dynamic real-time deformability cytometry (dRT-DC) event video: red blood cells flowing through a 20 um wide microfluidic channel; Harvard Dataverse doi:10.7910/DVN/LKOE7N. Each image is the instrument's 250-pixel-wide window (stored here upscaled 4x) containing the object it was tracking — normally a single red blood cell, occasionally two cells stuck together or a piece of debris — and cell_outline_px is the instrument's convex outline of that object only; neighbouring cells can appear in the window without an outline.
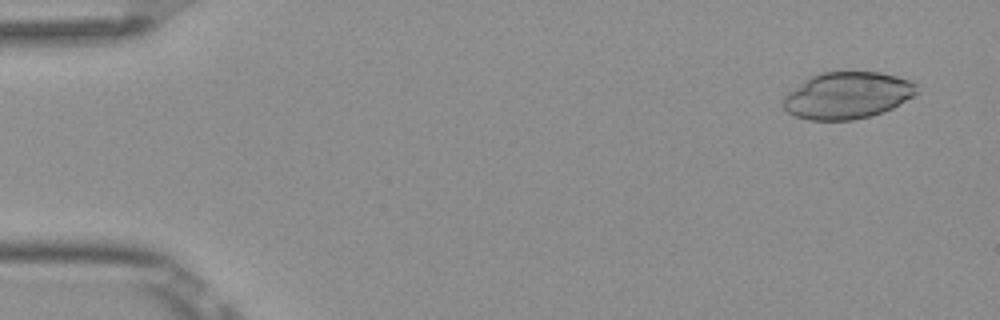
{"species": "Egyptian fruit bat (a non-hibernating species)", "species_latin": "Rousettus aegyptiacus", "temperature_condition": "room temperature", "stored_images_in_passage": 51, "camera_frame_rate_fps": 3000, "um_per_image_px": 0.085, "frame": {"image": 1, "passage_image": 3, "time_ms": 0.667, "image_size_px": [1000, 320], "cell_outline_px": [[916, 92], [912, 96], [892, 108], [872, 116], [852, 120], [808, 120], [796, 116], [788, 112], [780, 104], [784, 96], [788, 92], [808, 76], [824, 72], [880, 72], [912, 80], [916, 84]], "centroid_in_image_um": [71.98, 8.11], "position_along_channel_um": 13.0, "area_um2": 36.53}}